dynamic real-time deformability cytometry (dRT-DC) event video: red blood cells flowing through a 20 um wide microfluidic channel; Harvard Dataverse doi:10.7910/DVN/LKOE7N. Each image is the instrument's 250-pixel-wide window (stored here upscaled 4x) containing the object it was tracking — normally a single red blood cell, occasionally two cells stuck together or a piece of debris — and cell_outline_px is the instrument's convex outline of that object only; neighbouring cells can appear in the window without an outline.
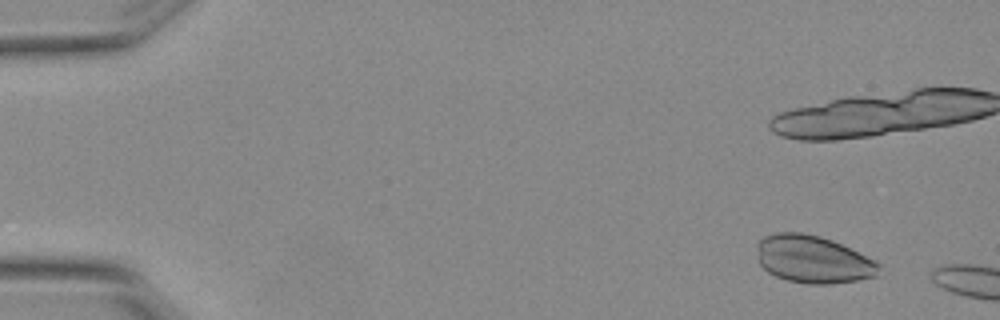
{"species": "Egyptian fruit bat (a non-hibernating species)", "species_latin": "Rousettus aegyptiacus", "temperature_condition": "warm", "stored_images_in_passage": 7, "camera_frame_rate_fps": 3000, "um_per_image_px": 0.085, "animal": {"sex": "female"}, "frame": {"image": 1, "passage_image": 1, "time_ms": 0.0, "image_size_px": [1000, 320], "cell_outline_px": [[880, 264], [876, 276], [856, 280], [832, 284], [808, 284], [788, 280], [776, 276], [768, 272], [760, 264], [756, 248], [756, 244], [764, 236], [776, 232], [800, 232], [820, 236], [832, 240], [876, 260]], "centroid_in_image_um": [69.09, 22.04], "position_along_channel_um": 15.9, "area_um2": 33.81}}